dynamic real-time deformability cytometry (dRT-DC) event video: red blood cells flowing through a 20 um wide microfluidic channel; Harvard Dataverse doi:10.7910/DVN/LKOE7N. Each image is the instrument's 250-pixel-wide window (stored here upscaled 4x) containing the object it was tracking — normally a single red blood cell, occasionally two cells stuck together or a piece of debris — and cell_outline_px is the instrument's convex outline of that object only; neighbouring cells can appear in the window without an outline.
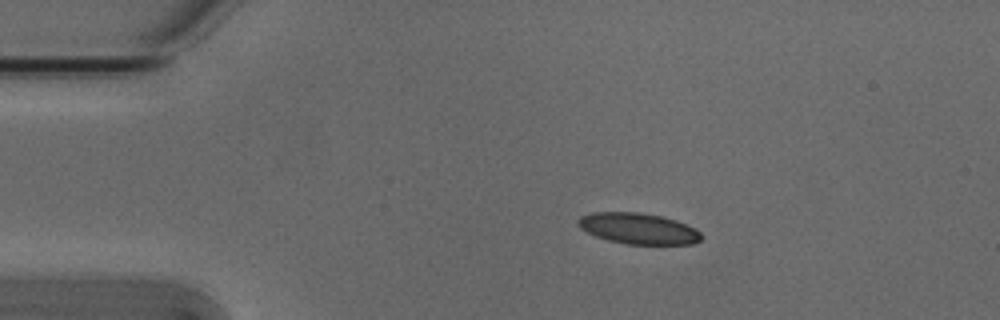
{"species": "Egyptian fruit bat (a non-hibernating species)", "species_latin": "Rousettus aegyptiacus", "temperature_condition": "cold", "stored_images_in_passage": 7, "camera_frame_rate_fps": 3000, "um_per_image_px": 0.085, "animal": {"sex": "male"}, "frame": {"image": 1, "passage_image": 2, "time_ms": 0.333, "image_size_px": [1000, 320], "cell_outline_px": [[704, 236], [700, 240], [692, 244], [628, 244], [608, 240], [596, 236], [580, 228], [576, 224], [576, 220], [580, 216], [592, 212], [636, 212], [660, 216], [676, 220], [696, 228]], "centroid_in_image_um": [54.25, 19.42], "position_along_channel_um": 30.8, "area_um2": 22.31}}
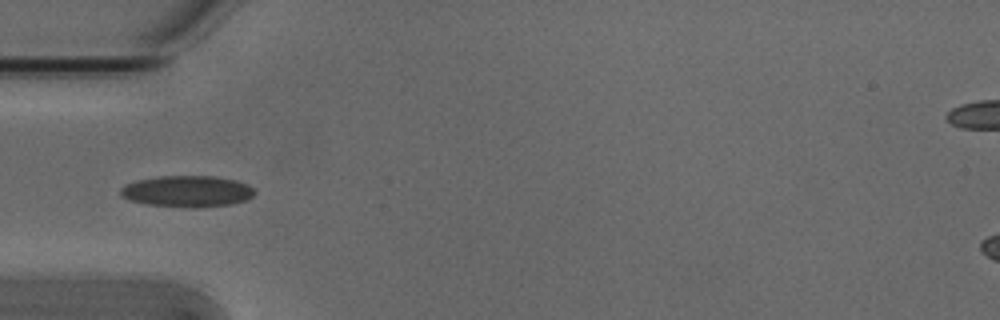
{"frame": {"image": 2, "passage_image": 4, "time_ms": 1.0, "image_size_px": [1000, 320], "cell_outline_px": [[256, 192], [248, 200], [232, 204], [204, 208], [192, 208], [148, 204], [132, 200], [120, 196], [120, 188], [124, 184], [136, 180], [156, 176], [216, 176], [236, 180], [248, 184]], "centroid_in_image_um": [15.93, 16.26], "position_along_channel_um": 69.1, "area_um2": 24.85}}
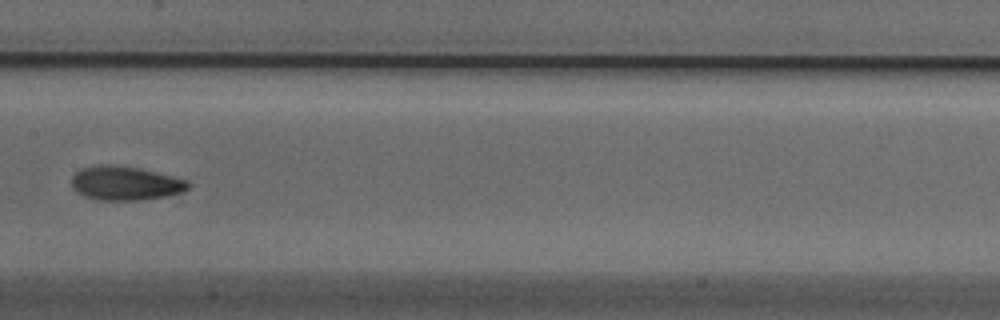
{"frame": {"image": 3, "passage_image": 7, "time_ms": 2.0, "image_size_px": [1000, 320], "cell_outline_px": [[192, 184], [188, 188], [180, 192], [164, 196], [140, 200], [100, 200], [84, 196], [76, 192], [72, 188], [72, 176], [80, 168], [100, 164], [108, 164], [140, 168], [188, 180]], "centroid_in_image_um": [10.62, 15.56], "position_along_channel_um": 196.8, "area_um2": 23.12}}